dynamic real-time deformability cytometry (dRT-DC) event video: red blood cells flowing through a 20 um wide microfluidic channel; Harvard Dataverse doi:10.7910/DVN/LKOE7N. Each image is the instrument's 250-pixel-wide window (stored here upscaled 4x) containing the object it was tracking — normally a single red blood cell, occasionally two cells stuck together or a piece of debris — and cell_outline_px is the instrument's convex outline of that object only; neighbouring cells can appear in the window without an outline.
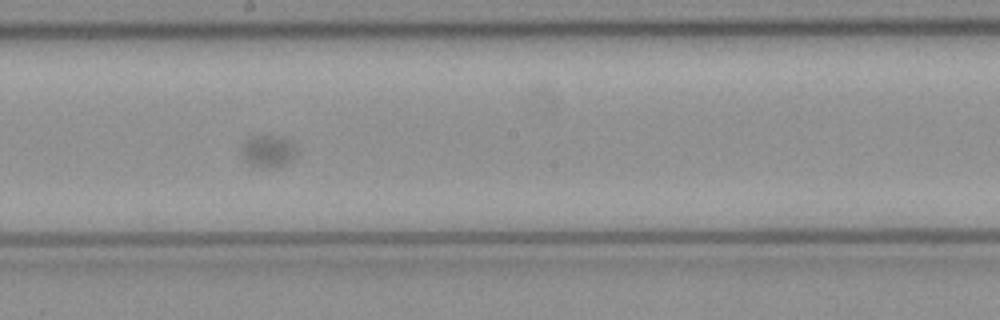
{"species": "common noctule bat (a hibernating species)", "species_latin": "Nyctalus noctula", "temperature_condition": "cold", "stored_images_in_passage": 11, "camera_frame_rate_fps": 3000, "um_per_image_px": 0.085, "animal": {"sex": "female", "body_mass_g": 21.9}, "frame": {"image": 1, "passage_image": 10, "time_ms": 3.0, "image_size_px": [1000, 320], "cell_outline_px": [[296, 156], [292, 160], [280, 168], [264, 168], [252, 164], [244, 160], [240, 152], [240, 148], [244, 140], [252, 136], [284, 136], [296, 148]], "centroid_in_image_um": [22.78, 12.86], "position_along_channel_um": 225.4, "area_um2": 10.58}}